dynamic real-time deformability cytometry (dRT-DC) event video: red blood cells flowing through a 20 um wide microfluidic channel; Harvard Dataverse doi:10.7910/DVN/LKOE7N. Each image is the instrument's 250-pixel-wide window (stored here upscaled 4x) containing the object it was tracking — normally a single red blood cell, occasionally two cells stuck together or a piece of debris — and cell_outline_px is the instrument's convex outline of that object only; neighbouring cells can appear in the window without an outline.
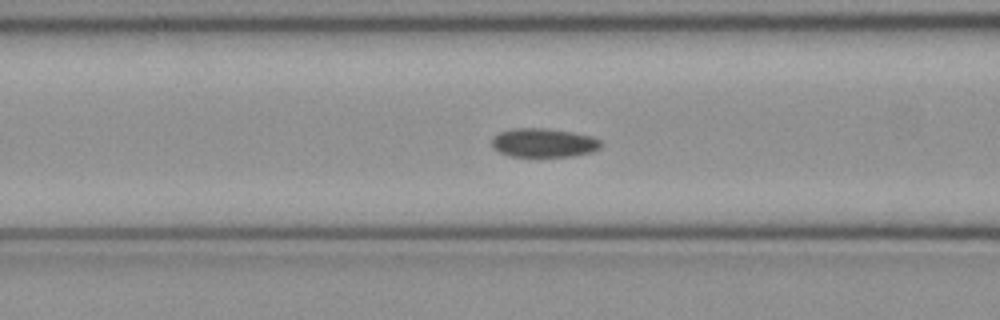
{"species": "common noctule bat (a hibernating species)", "species_latin": "Nyctalus noctula", "temperature_condition": "cold", "stored_images_in_passage": 53, "segment_of_instrument_passage": [1, 2], "camera_frame_rate_fps": 3000, "um_per_image_px": 0.085, "animal": {"sex": "female", "body_mass_g": 21.9}, "frame": {"image": 1, "passage_image": 21, "time_ms": 6.667, "image_size_px": [1000, 320], "cell_outline_px": [[600, 148], [592, 152], [572, 156], [508, 156], [492, 148], [492, 140], [500, 132], [512, 128], [544, 128], [572, 132], [592, 136], [600, 140]], "centroid_in_image_um": [46.21, 12.13], "position_along_channel_um": 120.4, "area_um2": 18.26}}
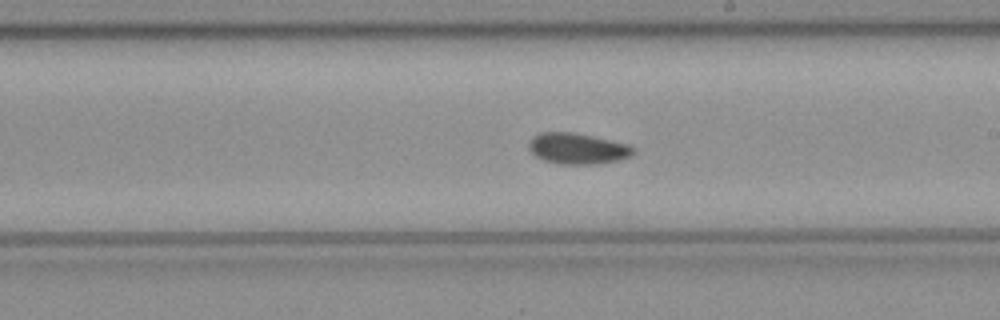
{"frame": {"image": 2, "passage_image": 30, "time_ms": 9.667, "image_size_px": [1000, 320], "cell_outline_px": [[636, 152], [632, 156], [620, 160], [596, 164], [560, 164], [544, 160], [536, 156], [528, 148], [528, 144], [532, 136], [540, 132], [572, 132], [592, 136], [628, 144], [636, 148]], "centroid_in_image_um": [49.11, 12.63], "position_along_channel_um": 239.9, "area_um2": 19.02}}
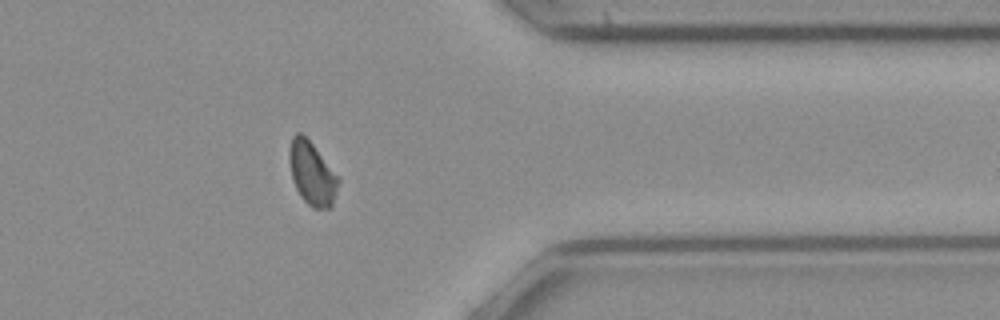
{"frame": {"image": 3, "passage_image": 42, "time_ms": 13.667, "image_size_px": [1000, 320], "cell_outline_px": [[340, 180], [332, 208], [312, 208], [300, 196], [292, 180], [288, 156], [288, 152], [292, 136], [296, 132], [300, 132], [312, 144], [340, 176]], "centroid_in_image_um": [26.53, 14.75], "position_along_channel_um": 384.9, "area_um2": 18.32}}